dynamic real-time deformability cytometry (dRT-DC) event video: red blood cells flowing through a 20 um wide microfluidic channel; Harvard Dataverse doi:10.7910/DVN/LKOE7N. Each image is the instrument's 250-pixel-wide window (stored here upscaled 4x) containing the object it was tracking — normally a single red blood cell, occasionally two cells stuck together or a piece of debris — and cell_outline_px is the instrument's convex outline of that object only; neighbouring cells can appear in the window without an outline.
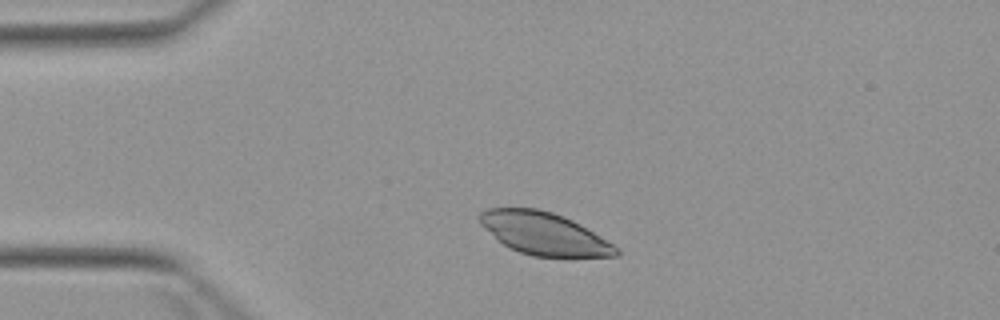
{"species": "Egyptian fruit bat (a non-hibernating species)", "species_latin": "Rousettus aegyptiacus", "temperature_condition": "warm", "stored_images_in_passage": 3, "camera_frame_rate_fps": 3000, "um_per_image_px": 0.085, "animal": {"sex": "female"}, "frame": {"image": 1, "passage_image": 1, "time_ms": 0.0, "image_size_px": [1000, 320], "cell_outline_px": [[620, 252], [616, 256], [532, 256], [508, 248], [496, 240], [480, 224], [480, 212], [488, 208], [536, 208], [552, 212], [564, 216], [580, 224], [620, 248]], "centroid_in_image_um": [46.22, 19.85], "position_along_channel_um": 38.8, "area_um2": 33.64}}
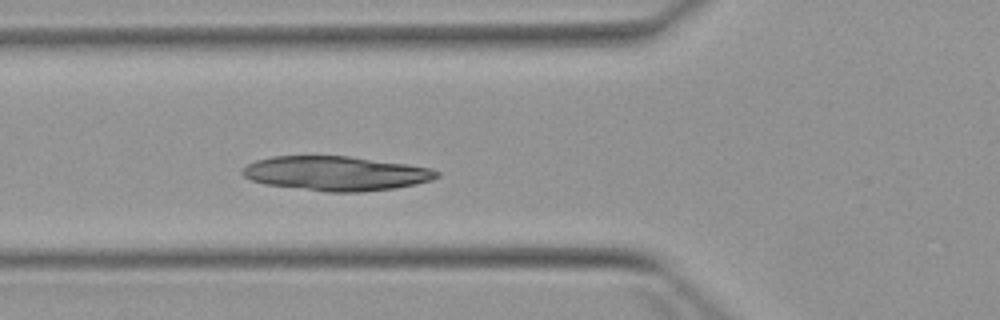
{"frame": {"image": 2, "passage_image": 3, "time_ms": 2.333, "image_size_px": [1000, 320], "cell_outline_px": [[440, 176], [432, 180], [416, 184], [396, 188], [360, 192], [328, 192], [264, 184], [252, 180], [244, 176], [240, 172], [248, 164], [256, 160], [272, 156], [348, 156], [408, 164], [432, 168], [440, 172]], "centroid_in_image_um": [28.59, 14.74], "position_along_channel_um": 97.2, "area_um2": 39.07}}